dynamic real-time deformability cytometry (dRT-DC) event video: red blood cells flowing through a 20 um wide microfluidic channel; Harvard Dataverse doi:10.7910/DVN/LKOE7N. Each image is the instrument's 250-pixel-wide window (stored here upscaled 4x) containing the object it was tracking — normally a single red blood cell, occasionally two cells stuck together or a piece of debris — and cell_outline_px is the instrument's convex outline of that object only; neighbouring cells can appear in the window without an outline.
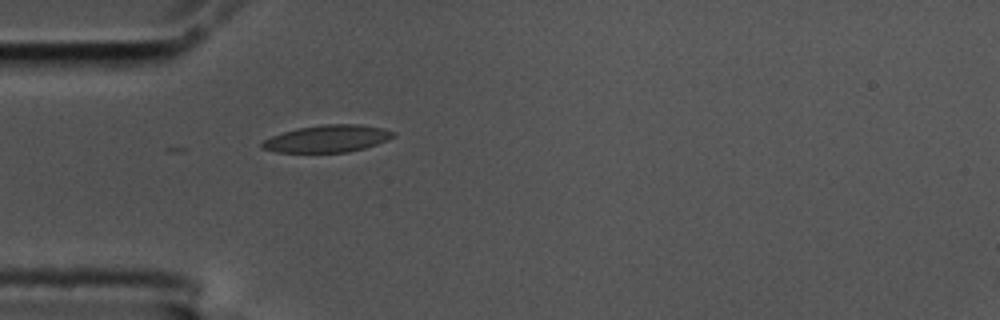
{"species": "common noctule bat (a hibernating species)", "species_latin": "Nyctalus noctula", "temperature_condition": "cold", "stored_images_in_passage": 24, "camera_frame_rate_fps": 3000, "um_per_image_px": 0.085, "animal": {"sex": "male", "body_mass_g": 17.5, "forearm_length_mm": 52.3}, "frame": {"image": 1, "passage_image": 1, "time_ms": 0.0, "image_size_px": [1000, 320], "cell_outline_px": [[396, 136], [388, 140], [364, 148], [348, 152], [276, 152], [260, 148], [260, 144], [264, 140], [272, 136], [296, 128], [324, 124], [360, 124], [384, 128], [396, 132]], "centroid_in_image_um": [27.85, 11.78], "position_along_channel_um": 57.1, "area_um2": 20.87}}
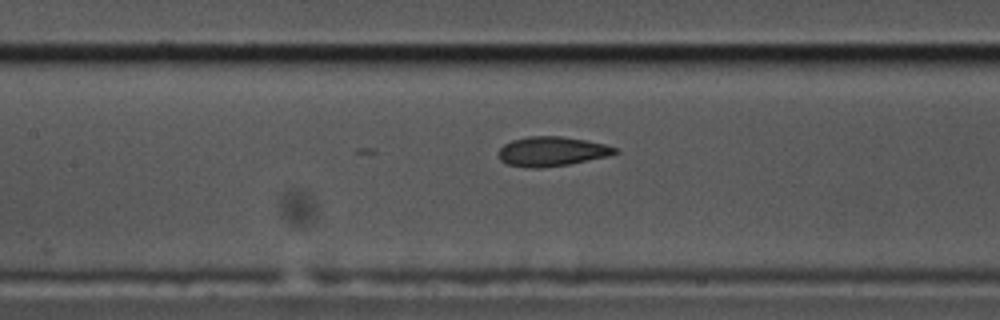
{"frame": {"image": 2, "passage_image": 10, "time_ms": 3.0, "image_size_px": [1000, 320], "cell_outline_px": [[620, 152], [608, 156], [568, 164], [540, 168], [528, 168], [508, 164], [500, 160], [496, 152], [504, 144], [512, 140], [528, 136], [560, 136], [584, 140], [604, 144], [616, 148]], "centroid_in_image_um": [46.86, 12.87], "position_along_channel_um": 160.5, "area_um2": 20.0}}
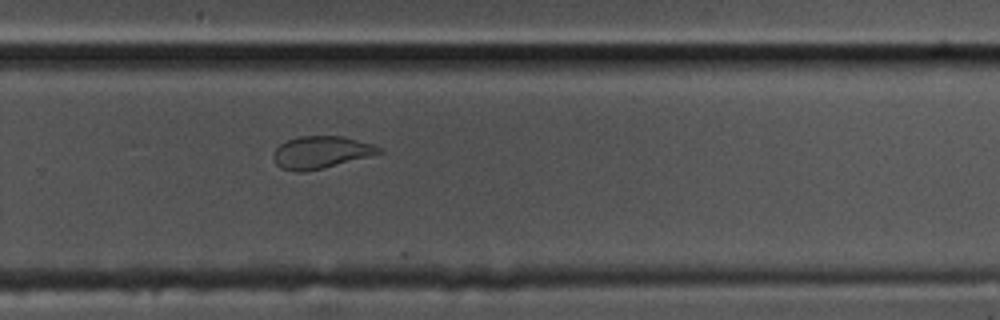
{"frame": {"image": 3, "passage_image": 22, "time_ms": 7.0, "image_size_px": [1000, 320], "cell_outline_px": [[384, 152], [304, 172], [296, 172], [280, 168], [276, 164], [272, 156], [276, 148], [280, 144], [288, 140], [300, 136], [344, 136], [372, 144], [380, 148]], "centroid_in_image_um": [27.23, 12.94], "position_along_channel_um": 302.6, "area_um2": 19.54}}